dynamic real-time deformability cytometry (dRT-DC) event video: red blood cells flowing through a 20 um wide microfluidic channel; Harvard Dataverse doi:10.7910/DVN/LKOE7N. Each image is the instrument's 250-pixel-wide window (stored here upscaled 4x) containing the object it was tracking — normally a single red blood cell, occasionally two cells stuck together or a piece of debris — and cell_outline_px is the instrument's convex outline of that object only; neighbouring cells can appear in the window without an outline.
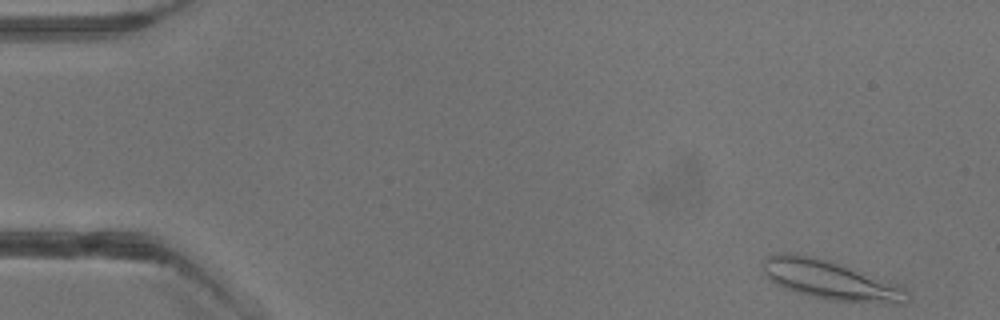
{"species": "common noctule bat (a hibernating species)", "species_latin": "Nyctalus noctula", "temperature_condition": "warm", "stored_images_in_passage": 3, "camera_frame_rate_fps": 3000, "um_per_image_px": 0.085, "animal": {"sex": "male", "body_mass_g": 13.3}, "frame": {"image": 1, "passage_image": 1, "time_ms": 0.0, "image_size_px": [1000, 320], "cell_outline_px": [[912, 300], [904, 304], [880, 304], [828, 300], [812, 296], [784, 288], [768, 280], [760, 264], [768, 256], [776, 252], [796, 252], [816, 256], [840, 264], [908, 292]], "centroid_in_image_um": [70.45, 23.8], "position_along_channel_um": 14.5, "area_um2": 32.66}}